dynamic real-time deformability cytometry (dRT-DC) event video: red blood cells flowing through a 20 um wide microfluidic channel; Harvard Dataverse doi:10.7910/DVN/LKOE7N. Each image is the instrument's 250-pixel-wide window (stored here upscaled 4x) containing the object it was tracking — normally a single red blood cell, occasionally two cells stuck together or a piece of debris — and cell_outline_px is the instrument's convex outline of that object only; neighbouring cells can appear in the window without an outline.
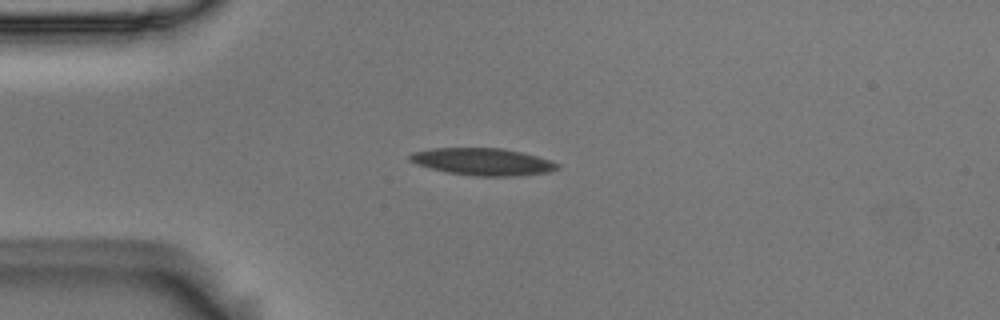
{"species": "Egyptian fruit bat (a non-hibernating species)", "species_latin": "Rousettus aegyptiacus", "temperature_condition": "room temperature", "stored_images_in_passage": 35, "camera_frame_rate_fps": 3000, "um_per_image_px": 0.085, "animal": {"sex": "male"}, "frame": {"image": 1, "passage_image": 1, "time_ms": 0.0, "image_size_px": [1000, 320], "cell_outline_px": [[560, 168], [548, 172], [512, 176], [476, 176], [448, 172], [416, 164], [408, 160], [408, 156], [412, 152], [432, 148], [500, 148], [520, 152], [536, 156], [560, 164]], "centroid_in_image_um": [41.0, 13.74], "position_along_channel_um": 44.0, "area_um2": 23.12}}
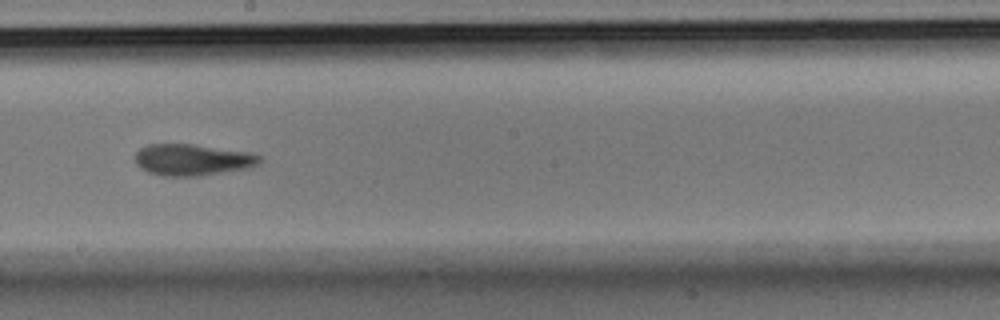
{"frame": {"image": 2, "passage_image": 18, "time_ms": 5.667, "image_size_px": [1000, 320], "cell_outline_px": [[260, 164], [252, 168], [200, 176], [164, 176], [148, 172], [136, 164], [136, 152], [140, 148], [148, 144], [196, 144], [252, 152], [260, 156]], "centroid_in_image_um": [16.42, 13.58], "position_along_channel_um": 231.8, "area_um2": 23.18}}
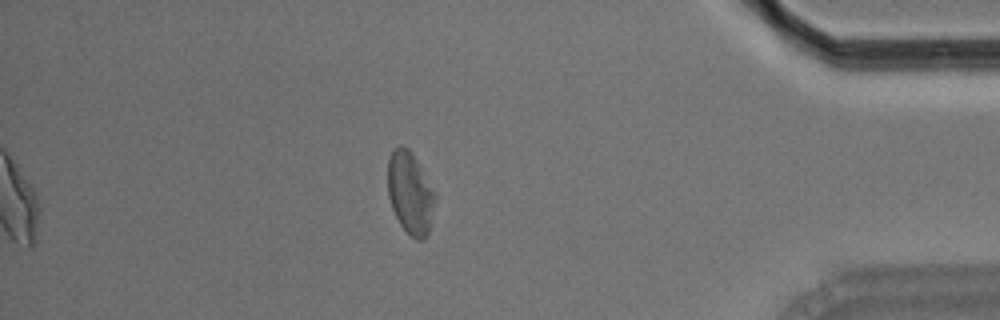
{"frame": {"image": 3, "passage_image": 35, "time_ms": 11.333, "image_size_px": [1000, 320], "cell_outline_px": [[436, 196], [428, 236], [424, 240], [416, 240], [400, 224], [392, 208], [388, 196], [388, 160], [392, 152], [400, 144], [408, 148], [412, 152]], "centroid_in_image_um": [34.86, 16.42], "position_along_channel_um": 400.3, "area_um2": 22.37}, "authors_computed_cell_mechanics": {"area_um2": 23.0622, "velocity_mm_per_s": 3.6435, "shape_relaxation_time_tau1_ms": 5.5183, "shape_relaxation_time_tau2_ms": 3.7483, "deformation_change_tau1": 0.1766, "deformation_change_tau2": 0.1199}}